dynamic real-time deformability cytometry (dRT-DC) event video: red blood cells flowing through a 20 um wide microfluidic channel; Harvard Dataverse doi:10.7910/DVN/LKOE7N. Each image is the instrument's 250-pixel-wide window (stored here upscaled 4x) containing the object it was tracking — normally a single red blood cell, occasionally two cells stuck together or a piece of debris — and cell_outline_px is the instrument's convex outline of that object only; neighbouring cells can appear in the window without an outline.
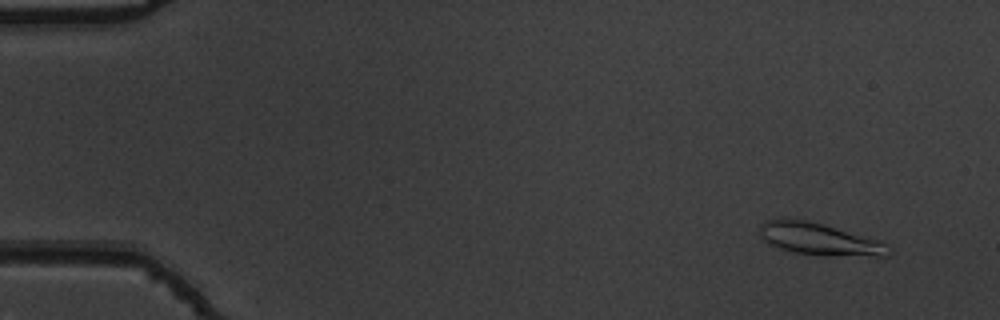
{"species": "common noctule bat (a hibernating species)", "species_latin": "Nyctalus noctula", "temperature_condition": "warm", "stored_images_in_passage": 15, "camera_frame_rate_fps": 3000, "um_per_image_px": 0.085, "animal": {"sex": "male", "body_mass_g": 19.5, "forearm_length_mm": 54.6}, "frame": {"image": 1, "passage_image": 5, "time_ms": 1.333, "image_size_px": [1000, 320], "cell_outline_px": [[892, 252], [888, 256], [824, 256], [796, 252], [780, 248], [764, 240], [760, 236], [760, 224], [764, 220], [804, 220], [820, 224], [880, 240], [888, 244], [892, 248]], "centroid_in_image_um": [69.73, 20.36], "position_along_channel_um": 15.3, "area_um2": 23.76}}